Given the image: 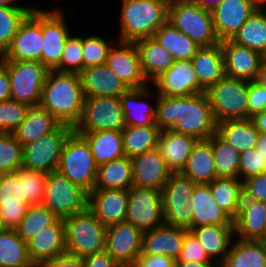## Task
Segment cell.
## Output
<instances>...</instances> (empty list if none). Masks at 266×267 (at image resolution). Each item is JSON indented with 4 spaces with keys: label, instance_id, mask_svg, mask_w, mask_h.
I'll list each match as a JSON object with an SVG mask.
<instances>
[{
    "label": "cell",
    "instance_id": "6da1fadb",
    "mask_svg": "<svg viewBox=\"0 0 266 267\" xmlns=\"http://www.w3.org/2000/svg\"><path fill=\"white\" fill-rule=\"evenodd\" d=\"M155 124L161 129L209 139L216 133L217 124L205 92L181 97L158 95Z\"/></svg>",
    "mask_w": 266,
    "mask_h": 267
},
{
    "label": "cell",
    "instance_id": "7a4b0ae2",
    "mask_svg": "<svg viewBox=\"0 0 266 267\" xmlns=\"http://www.w3.org/2000/svg\"><path fill=\"white\" fill-rule=\"evenodd\" d=\"M84 92L78 73L50 70L42 87L39 105L49 111L62 124L72 126L80 121Z\"/></svg>",
    "mask_w": 266,
    "mask_h": 267
},
{
    "label": "cell",
    "instance_id": "3957f363",
    "mask_svg": "<svg viewBox=\"0 0 266 267\" xmlns=\"http://www.w3.org/2000/svg\"><path fill=\"white\" fill-rule=\"evenodd\" d=\"M119 41L153 37L168 20L169 0H121Z\"/></svg>",
    "mask_w": 266,
    "mask_h": 267
},
{
    "label": "cell",
    "instance_id": "277c9868",
    "mask_svg": "<svg viewBox=\"0 0 266 267\" xmlns=\"http://www.w3.org/2000/svg\"><path fill=\"white\" fill-rule=\"evenodd\" d=\"M66 253L77 257L105 251L107 227L87 207L63 218Z\"/></svg>",
    "mask_w": 266,
    "mask_h": 267
},
{
    "label": "cell",
    "instance_id": "5b68a950",
    "mask_svg": "<svg viewBox=\"0 0 266 267\" xmlns=\"http://www.w3.org/2000/svg\"><path fill=\"white\" fill-rule=\"evenodd\" d=\"M168 21L199 47L220 43L214 30L211 11L188 0H169Z\"/></svg>",
    "mask_w": 266,
    "mask_h": 267
},
{
    "label": "cell",
    "instance_id": "8992f818",
    "mask_svg": "<svg viewBox=\"0 0 266 267\" xmlns=\"http://www.w3.org/2000/svg\"><path fill=\"white\" fill-rule=\"evenodd\" d=\"M97 169L89 143L73 131L65 141L57 171L90 193L96 183Z\"/></svg>",
    "mask_w": 266,
    "mask_h": 267
},
{
    "label": "cell",
    "instance_id": "52a82bcc",
    "mask_svg": "<svg viewBox=\"0 0 266 267\" xmlns=\"http://www.w3.org/2000/svg\"><path fill=\"white\" fill-rule=\"evenodd\" d=\"M217 123L248 118V80L224 76L205 91Z\"/></svg>",
    "mask_w": 266,
    "mask_h": 267
},
{
    "label": "cell",
    "instance_id": "ba28073f",
    "mask_svg": "<svg viewBox=\"0 0 266 267\" xmlns=\"http://www.w3.org/2000/svg\"><path fill=\"white\" fill-rule=\"evenodd\" d=\"M43 205L65 218L88 207V192L58 171L48 173Z\"/></svg>",
    "mask_w": 266,
    "mask_h": 267
},
{
    "label": "cell",
    "instance_id": "9c48e42d",
    "mask_svg": "<svg viewBox=\"0 0 266 267\" xmlns=\"http://www.w3.org/2000/svg\"><path fill=\"white\" fill-rule=\"evenodd\" d=\"M11 99L29 106L39 105L49 69L38 61L6 62Z\"/></svg>",
    "mask_w": 266,
    "mask_h": 267
},
{
    "label": "cell",
    "instance_id": "30bf717a",
    "mask_svg": "<svg viewBox=\"0 0 266 267\" xmlns=\"http://www.w3.org/2000/svg\"><path fill=\"white\" fill-rule=\"evenodd\" d=\"M72 126L61 124L55 131L36 142L22 146V167L44 173L57 171L60 156Z\"/></svg>",
    "mask_w": 266,
    "mask_h": 267
},
{
    "label": "cell",
    "instance_id": "8fae6325",
    "mask_svg": "<svg viewBox=\"0 0 266 267\" xmlns=\"http://www.w3.org/2000/svg\"><path fill=\"white\" fill-rule=\"evenodd\" d=\"M125 221L142 233L153 230L165 223L161 190L130 186Z\"/></svg>",
    "mask_w": 266,
    "mask_h": 267
},
{
    "label": "cell",
    "instance_id": "7c38bea8",
    "mask_svg": "<svg viewBox=\"0 0 266 267\" xmlns=\"http://www.w3.org/2000/svg\"><path fill=\"white\" fill-rule=\"evenodd\" d=\"M125 116L121 102L116 97L85 98L80 121L75 125L76 133H93L103 130H121L125 127Z\"/></svg>",
    "mask_w": 266,
    "mask_h": 267
},
{
    "label": "cell",
    "instance_id": "4fadbf2b",
    "mask_svg": "<svg viewBox=\"0 0 266 267\" xmlns=\"http://www.w3.org/2000/svg\"><path fill=\"white\" fill-rule=\"evenodd\" d=\"M43 40L42 9L35 6L20 24L10 46L0 57L6 62L38 61L42 63Z\"/></svg>",
    "mask_w": 266,
    "mask_h": 267
},
{
    "label": "cell",
    "instance_id": "5bb4252c",
    "mask_svg": "<svg viewBox=\"0 0 266 267\" xmlns=\"http://www.w3.org/2000/svg\"><path fill=\"white\" fill-rule=\"evenodd\" d=\"M56 8V9H55ZM62 7L42 9V35L44 38L42 64L49 70H55L61 61L67 38L72 34Z\"/></svg>",
    "mask_w": 266,
    "mask_h": 267
},
{
    "label": "cell",
    "instance_id": "9a60e30c",
    "mask_svg": "<svg viewBox=\"0 0 266 267\" xmlns=\"http://www.w3.org/2000/svg\"><path fill=\"white\" fill-rule=\"evenodd\" d=\"M151 84L158 95L168 97L190 96L206 91L198 81L191 60H174Z\"/></svg>",
    "mask_w": 266,
    "mask_h": 267
},
{
    "label": "cell",
    "instance_id": "2e32d148",
    "mask_svg": "<svg viewBox=\"0 0 266 267\" xmlns=\"http://www.w3.org/2000/svg\"><path fill=\"white\" fill-rule=\"evenodd\" d=\"M105 64L128 88H141L149 84L144 77L135 42H115Z\"/></svg>",
    "mask_w": 266,
    "mask_h": 267
},
{
    "label": "cell",
    "instance_id": "e0dca14e",
    "mask_svg": "<svg viewBox=\"0 0 266 267\" xmlns=\"http://www.w3.org/2000/svg\"><path fill=\"white\" fill-rule=\"evenodd\" d=\"M143 233L124 221L107 227L105 251L119 266L135 264L142 250Z\"/></svg>",
    "mask_w": 266,
    "mask_h": 267
},
{
    "label": "cell",
    "instance_id": "ac0fdd59",
    "mask_svg": "<svg viewBox=\"0 0 266 267\" xmlns=\"http://www.w3.org/2000/svg\"><path fill=\"white\" fill-rule=\"evenodd\" d=\"M260 7L256 0H223L211 10L214 30L219 41L231 40Z\"/></svg>",
    "mask_w": 266,
    "mask_h": 267
},
{
    "label": "cell",
    "instance_id": "d6986e66",
    "mask_svg": "<svg viewBox=\"0 0 266 267\" xmlns=\"http://www.w3.org/2000/svg\"><path fill=\"white\" fill-rule=\"evenodd\" d=\"M24 181L16 172L0 175V215L6 229L15 230L29 207Z\"/></svg>",
    "mask_w": 266,
    "mask_h": 267
},
{
    "label": "cell",
    "instance_id": "ffe728a7",
    "mask_svg": "<svg viewBox=\"0 0 266 267\" xmlns=\"http://www.w3.org/2000/svg\"><path fill=\"white\" fill-rule=\"evenodd\" d=\"M154 91L155 89L149 84L141 88H129L119 97L125 116V125H156V102L158 94ZM152 100H154V104Z\"/></svg>",
    "mask_w": 266,
    "mask_h": 267
},
{
    "label": "cell",
    "instance_id": "44dd1931",
    "mask_svg": "<svg viewBox=\"0 0 266 267\" xmlns=\"http://www.w3.org/2000/svg\"><path fill=\"white\" fill-rule=\"evenodd\" d=\"M128 189H93L88 207L106 227L124 222L128 207Z\"/></svg>",
    "mask_w": 266,
    "mask_h": 267
},
{
    "label": "cell",
    "instance_id": "7402d4cb",
    "mask_svg": "<svg viewBox=\"0 0 266 267\" xmlns=\"http://www.w3.org/2000/svg\"><path fill=\"white\" fill-rule=\"evenodd\" d=\"M220 43L224 56L225 76L248 81L255 80L266 57L231 40H224Z\"/></svg>",
    "mask_w": 266,
    "mask_h": 267
},
{
    "label": "cell",
    "instance_id": "603a6c76",
    "mask_svg": "<svg viewBox=\"0 0 266 267\" xmlns=\"http://www.w3.org/2000/svg\"><path fill=\"white\" fill-rule=\"evenodd\" d=\"M133 185L162 190L173 173L157 148L131 158Z\"/></svg>",
    "mask_w": 266,
    "mask_h": 267
},
{
    "label": "cell",
    "instance_id": "cb8c5ba5",
    "mask_svg": "<svg viewBox=\"0 0 266 267\" xmlns=\"http://www.w3.org/2000/svg\"><path fill=\"white\" fill-rule=\"evenodd\" d=\"M27 252L33 265L66 253L65 225L58 218L52 225L43 228L27 242Z\"/></svg>",
    "mask_w": 266,
    "mask_h": 267
},
{
    "label": "cell",
    "instance_id": "d4e9b609",
    "mask_svg": "<svg viewBox=\"0 0 266 267\" xmlns=\"http://www.w3.org/2000/svg\"><path fill=\"white\" fill-rule=\"evenodd\" d=\"M79 75L85 98H119L129 89L106 64L85 68Z\"/></svg>",
    "mask_w": 266,
    "mask_h": 267
},
{
    "label": "cell",
    "instance_id": "484cf974",
    "mask_svg": "<svg viewBox=\"0 0 266 267\" xmlns=\"http://www.w3.org/2000/svg\"><path fill=\"white\" fill-rule=\"evenodd\" d=\"M189 202L192 227L234 225V220L215 203L209 184H196Z\"/></svg>",
    "mask_w": 266,
    "mask_h": 267
},
{
    "label": "cell",
    "instance_id": "4316f807",
    "mask_svg": "<svg viewBox=\"0 0 266 267\" xmlns=\"http://www.w3.org/2000/svg\"><path fill=\"white\" fill-rule=\"evenodd\" d=\"M186 229L164 223L142 235L140 255H165L177 261Z\"/></svg>",
    "mask_w": 266,
    "mask_h": 267
},
{
    "label": "cell",
    "instance_id": "83f0119b",
    "mask_svg": "<svg viewBox=\"0 0 266 267\" xmlns=\"http://www.w3.org/2000/svg\"><path fill=\"white\" fill-rule=\"evenodd\" d=\"M198 139L191 135L180 134L172 129L161 130L157 149L173 173L181 172L187 163Z\"/></svg>",
    "mask_w": 266,
    "mask_h": 267
},
{
    "label": "cell",
    "instance_id": "f1b7e54d",
    "mask_svg": "<svg viewBox=\"0 0 266 267\" xmlns=\"http://www.w3.org/2000/svg\"><path fill=\"white\" fill-rule=\"evenodd\" d=\"M190 231L196 236L209 259L220 266L235 238V225H206L192 227Z\"/></svg>",
    "mask_w": 266,
    "mask_h": 267
},
{
    "label": "cell",
    "instance_id": "f546056e",
    "mask_svg": "<svg viewBox=\"0 0 266 267\" xmlns=\"http://www.w3.org/2000/svg\"><path fill=\"white\" fill-rule=\"evenodd\" d=\"M234 225L237 238L266 240V202L242 199Z\"/></svg>",
    "mask_w": 266,
    "mask_h": 267
},
{
    "label": "cell",
    "instance_id": "4dcf8cb0",
    "mask_svg": "<svg viewBox=\"0 0 266 267\" xmlns=\"http://www.w3.org/2000/svg\"><path fill=\"white\" fill-rule=\"evenodd\" d=\"M62 123L40 105L30 106L26 118L12 132L23 146L36 142L44 135L55 131Z\"/></svg>",
    "mask_w": 266,
    "mask_h": 267
},
{
    "label": "cell",
    "instance_id": "1f68e13d",
    "mask_svg": "<svg viewBox=\"0 0 266 267\" xmlns=\"http://www.w3.org/2000/svg\"><path fill=\"white\" fill-rule=\"evenodd\" d=\"M191 61L198 81L205 90L225 76L221 43L200 47Z\"/></svg>",
    "mask_w": 266,
    "mask_h": 267
},
{
    "label": "cell",
    "instance_id": "d6a6232c",
    "mask_svg": "<svg viewBox=\"0 0 266 267\" xmlns=\"http://www.w3.org/2000/svg\"><path fill=\"white\" fill-rule=\"evenodd\" d=\"M180 173L192 179L196 184H209L217 178L211 137L197 141Z\"/></svg>",
    "mask_w": 266,
    "mask_h": 267
},
{
    "label": "cell",
    "instance_id": "836d02e7",
    "mask_svg": "<svg viewBox=\"0 0 266 267\" xmlns=\"http://www.w3.org/2000/svg\"><path fill=\"white\" fill-rule=\"evenodd\" d=\"M138 48L141 68L148 83H152L174 62L170 53L154 37L135 41Z\"/></svg>",
    "mask_w": 266,
    "mask_h": 267
},
{
    "label": "cell",
    "instance_id": "e575fe53",
    "mask_svg": "<svg viewBox=\"0 0 266 267\" xmlns=\"http://www.w3.org/2000/svg\"><path fill=\"white\" fill-rule=\"evenodd\" d=\"M220 267H266V240L235 237Z\"/></svg>",
    "mask_w": 266,
    "mask_h": 267
},
{
    "label": "cell",
    "instance_id": "d590c367",
    "mask_svg": "<svg viewBox=\"0 0 266 267\" xmlns=\"http://www.w3.org/2000/svg\"><path fill=\"white\" fill-rule=\"evenodd\" d=\"M216 133L239 153L256 148L261 134L249 118L219 122Z\"/></svg>",
    "mask_w": 266,
    "mask_h": 267
},
{
    "label": "cell",
    "instance_id": "8d00e7d4",
    "mask_svg": "<svg viewBox=\"0 0 266 267\" xmlns=\"http://www.w3.org/2000/svg\"><path fill=\"white\" fill-rule=\"evenodd\" d=\"M82 135L90 145L97 166L125 156L121 130H103Z\"/></svg>",
    "mask_w": 266,
    "mask_h": 267
},
{
    "label": "cell",
    "instance_id": "74e56055",
    "mask_svg": "<svg viewBox=\"0 0 266 267\" xmlns=\"http://www.w3.org/2000/svg\"><path fill=\"white\" fill-rule=\"evenodd\" d=\"M132 185L130 157L123 156L98 166L94 189H128Z\"/></svg>",
    "mask_w": 266,
    "mask_h": 267
},
{
    "label": "cell",
    "instance_id": "f35d334b",
    "mask_svg": "<svg viewBox=\"0 0 266 267\" xmlns=\"http://www.w3.org/2000/svg\"><path fill=\"white\" fill-rule=\"evenodd\" d=\"M153 37L170 53L174 60H191L200 48L168 20L155 32Z\"/></svg>",
    "mask_w": 266,
    "mask_h": 267
},
{
    "label": "cell",
    "instance_id": "ab89813d",
    "mask_svg": "<svg viewBox=\"0 0 266 267\" xmlns=\"http://www.w3.org/2000/svg\"><path fill=\"white\" fill-rule=\"evenodd\" d=\"M209 185L215 203L235 220L243 198V182L239 178H215Z\"/></svg>",
    "mask_w": 266,
    "mask_h": 267
},
{
    "label": "cell",
    "instance_id": "60d3db41",
    "mask_svg": "<svg viewBox=\"0 0 266 267\" xmlns=\"http://www.w3.org/2000/svg\"><path fill=\"white\" fill-rule=\"evenodd\" d=\"M231 41L266 57V9L261 6L237 31Z\"/></svg>",
    "mask_w": 266,
    "mask_h": 267
},
{
    "label": "cell",
    "instance_id": "b9f144b4",
    "mask_svg": "<svg viewBox=\"0 0 266 267\" xmlns=\"http://www.w3.org/2000/svg\"><path fill=\"white\" fill-rule=\"evenodd\" d=\"M160 132L161 129L157 125H126L121 131L125 156L132 158L157 148Z\"/></svg>",
    "mask_w": 266,
    "mask_h": 267
},
{
    "label": "cell",
    "instance_id": "7bdbcfd3",
    "mask_svg": "<svg viewBox=\"0 0 266 267\" xmlns=\"http://www.w3.org/2000/svg\"><path fill=\"white\" fill-rule=\"evenodd\" d=\"M27 252V243L16 230L0 232V267H33Z\"/></svg>",
    "mask_w": 266,
    "mask_h": 267
},
{
    "label": "cell",
    "instance_id": "ee69618b",
    "mask_svg": "<svg viewBox=\"0 0 266 267\" xmlns=\"http://www.w3.org/2000/svg\"><path fill=\"white\" fill-rule=\"evenodd\" d=\"M217 178H239L240 153L217 133L211 137Z\"/></svg>",
    "mask_w": 266,
    "mask_h": 267
},
{
    "label": "cell",
    "instance_id": "f6af8a7d",
    "mask_svg": "<svg viewBox=\"0 0 266 267\" xmlns=\"http://www.w3.org/2000/svg\"><path fill=\"white\" fill-rule=\"evenodd\" d=\"M58 218L43 204L29 205L26 214L15 230L27 243L43 228L52 225Z\"/></svg>",
    "mask_w": 266,
    "mask_h": 267
},
{
    "label": "cell",
    "instance_id": "bcb514c9",
    "mask_svg": "<svg viewBox=\"0 0 266 267\" xmlns=\"http://www.w3.org/2000/svg\"><path fill=\"white\" fill-rule=\"evenodd\" d=\"M34 8L0 6V56L10 46L20 24Z\"/></svg>",
    "mask_w": 266,
    "mask_h": 267
},
{
    "label": "cell",
    "instance_id": "7dc6e473",
    "mask_svg": "<svg viewBox=\"0 0 266 267\" xmlns=\"http://www.w3.org/2000/svg\"><path fill=\"white\" fill-rule=\"evenodd\" d=\"M116 41L117 37L110 39L99 34L98 36L93 33L86 36L82 34L83 69L105 64L109 50Z\"/></svg>",
    "mask_w": 266,
    "mask_h": 267
},
{
    "label": "cell",
    "instance_id": "c3c4849f",
    "mask_svg": "<svg viewBox=\"0 0 266 267\" xmlns=\"http://www.w3.org/2000/svg\"><path fill=\"white\" fill-rule=\"evenodd\" d=\"M196 183L182 173H172L162 188L163 205H179L189 201Z\"/></svg>",
    "mask_w": 266,
    "mask_h": 267
},
{
    "label": "cell",
    "instance_id": "681fc988",
    "mask_svg": "<svg viewBox=\"0 0 266 267\" xmlns=\"http://www.w3.org/2000/svg\"><path fill=\"white\" fill-rule=\"evenodd\" d=\"M22 167V145L12 133H0V175Z\"/></svg>",
    "mask_w": 266,
    "mask_h": 267
},
{
    "label": "cell",
    "instance_id": "f907efd6",
    "mask_svg": "<svg viewBox=\"0 0 266 267\" xmlns=\"http://www.w3.org/2000/svg\"><path fill=\"white\" fill-rule=\"evenodd\" d=\"M83 70L82 36L72 34L67 38L58 72L80 73Z\"/></svg>",
    "mask_w": 266,
    "mask_h": 267
},
{
    "label": "cell",
    "instance_id": "816d5d0a",
    "mask_svg": "<svg viewBox=\"0 0 266 267\" xmlns=\"http://www.w3.org/2000/svg\"><path fill=\"white\" fill-rule=\"evenodd\" d=\"M16 173L24 181L25 195L29 204H42L48 174L23 167L19 168Z\"/></svg>",
    "mask_w": 266,
    "mask_h": 267
},
{
    "label": "cell",
    "instance_id": "f5cc1de1",
    "mask_svg": "<svg viewBox=\"0 0 266 267\" xmlns=\"http://www.w3.org/2000/svg\"><path fill=\"white\" fill-rule=\"evenodd\" d=\"M30 106L9 99L0 102V133H12L26 118Z\"/></svg>",
    "mask_w": 266,
    "mask_h": 267
},
{
    "label": "cell",
    "instance_id": "db71d44e",
    "mask_svg": "<svg viewBox=\"0 0 266 267\" xmlns=\"http://www.w3.org/2000/svg\"><path fill=\"white\" fill-rule=\"evenodd\" d=\"M266 171V158L256 148L240 153L239 179L243 182L249 177Z\"/></svg>",
    "mask_w": 266,
    "mask_h": 267
},
{
    "label": "cell",
    "instance_id": "11a10c76",
    "mask_svg": "<svg viewBox=\"0 0 266 267\" xmlns=\"http://www.w3.org/2000/svg\"><path fill=\"white\" fill-rule=\"evenodd\" d=\"M191 261L199 263H215L209 259L196 236L190 230H186L183 238V246L176 262Z\"/></svg>",
    "mask_w": 266,
    "mask_h": 267
},
{
    "label": "cell",
    "instance_id": "9f6ffc18",
    "mask_svg": "<svg viewBox=\"0 0 266 267\" xmlns=\"http://www.w3.org/2000/svg\"><path fill=\"white\" fill-rule=\"evenodd\" d=\"M163 212L166 224L186 230L192 228V212L189 201L179 205H163Z\"/></svg>",
    "mask_w": 266,
    "mask_h": 267
},
{
    "label": "cell",
    "instance_id": "6f0895ef",
    "mask_svg": "<svg viewBox=\"0 0 266 267\" xmlns=\"http://www.w3.org/2000/svg\"><path fill=\"white\" fill-rule=\"evenodd\" d=\"M266 202V171L243 181V198Z\"/></svg>",
    "mask_w": 266,
    "mask_h": 267
},
{
    "label": "cell",
    "instance_id": "680465c9",
    "mask_svg": "<svg viewBox=\"0 0 266 267\" xmlns=\"http://www.w3.org/2000/svg\"><path fill=\"white\" fill-rule=\"evenodd\" d=\"M248 118L266 110V88L255 80L248 81Z\"/></svg>",
    "mask_w": 266,
    "mask_h": 267
},
{
    "label": "cell",
    "instance_id": "91938a15",
    "mask_svg": "<svg viewBox=\"0 0 266 267\" xmlns=\"http://www.w3.org/2000/svg\"><path fill=\"white\" fill-rule=\"evenodd\" d=\"M38 267H84L82 257L64 253L58 257L41 262Z\"/></svg>",
    "mask_w": 266,
    "mask_h": 267
},
{
    "label": "cell",
    "instance_id": "94428289",
    "mask_svg": "<svg viewBox=\"0 0 266 267\" xmlns=\"http://www.w3.org/2000/svg\"><path fill=\"white\" fill-rule=\"evenodd\" d=\"M135 265L138 267H176V261L165 255H139Z\"/></svg>",
    "mask_w": 266,
    "mask_h": 267
},
{
    "label": "cell",
    "instance_id": "6125c7cd",
    "mask_svg": "<svg viewBox=\"0 0 266 267\" xmlns=\"http://www.w3.org/2000/svg\"><path fill=\"white\" fill-rule=\"evenodd\" d=\"M82 259L84 267H121L106 251L86 255Z\"/></svg>",
    "mask_w": 266,
    "mask_h": 267
},
{
    "label": "cell",
    "instance_id": "be15d7a7",
    "mask_svg": "<svg viewBox=\"0 0 266 267\" xmlns=\"http://www.w3.org/2000/svg\"><path fill=\"white\" fill-rule=\"evenodd\" d=\"M11 99L10 78L6 61L0 57V102Z\"/></svg>",
    "mask_w": 266,
    "mask_h": 267
},
{
    "label": "cell",
    "instance_id": "e7e4bbea",
    "mask_svg": "<svg viewBox=\"0 0 266 267\" xmlns=\"http://www.w3.org/2000/svg\"><path fill=\"white\" fill-rule=\"evenodd\" d=\"M250 120L261 134H266V110L253 115Z\"/></svg>",
    "mask_w": 266,
    "mask_h": 267
},
{
    "label": "cell",
    "instance_id": "03108f58",
    "mask_svg": "<svg viewBox=\"0 0 266 267\" xmlns=\"http://www.w3.org/2000/svg\"><path fill=\"white\" fill-rule=\"evenodd\" d=\"M190 3L196 4L207 10H213L218 6L223 0H188Z\"/></svg>",
    "mask_w": 266,
    "mask_h": 267
},
{
    "label": "cell",
    "instance_id": "003e7915",
    "mask_svg": "<svg viewBox=\"0 0 266 267\" xmlns=\"http://www.w3.org/2000/svg\"><path fill=\"white\" fill-rule=\"evenodd\" d=\"M176 267H220L216 263L176 262Z\"/></svg>",
    "mask_w": 266,
    "mask_h": 267
},
{
    "label": "cell",
    "instance_id": "a7ac6f4b",
    "mask_svg": "<svg viewBox=\"0 0 266 267\" xmlns=\"http://www.w3.org/2000/svg\"><path fill=\"white\" fill-rule=\"evenodd\" d=\"M255 81L266 88V58L262 62L260 69L257 72Z\"/></svg>",
    "mask_w": 266,
    "mask_h": 267
},
{
    "label": "cell",
    "instance_id": "89a4df30",
    "mask_svg": "<svg viewBox=\"0 0 266 267\" xmlns=\"http://www.w3.org/2000/svg\"><path fill=\"white\" fill-rule=\"evenodd\" d=\"M19 2V0H0V6H4V7H35L36 5H21L17 4Z\"/></svg>",
    "mask_w": 266,
    "mask_h": 267
},
{
    "label": "cell",
    "instance_id": "2644e50d",
    "mask_svg": "<svg viewBox=\"0 0 266 267\" xmlns=\"http://www.w3.org/2000/svg\"><path fill=\"white\" fill-rule=\"evenodd\" d=\"M257 149L260 150V153L263 155V157L266 158V134H260Z\"/></svg>",
    "mask_w": 266,
    "mask_h": 267
},
{
    "label": "cell",
    "instance_id": "8c879c8a",
    "mask_svg": "<svg viewBox=\"0 0 266 267\" xmlns=\"http://www.w3.org/2000/svg\"><path fill=\"white\" fill-rule=\"evenodd\" d=\"M6 228L4 227V223H3V220H2V217L0 215V232L5 230Z\"/></svg>",
    "mask_w": 266,
    "mask_h": 267
},
{
    "label": "cell",
    "instance_id": "753ad0ef",
    "mask_svg": "<svg viewBox=\"0 0 266 267\" xmlns=\"http://www.w3.org/2000/svg\"><path fill=\"white\" fill-rule=\"evenodd\" d=\"M122 267H138V266L135 265V264H131V265H125V266H122Z\"/></svg>",
    "mask_w": 266,
    "mask_h": 267
},
{
    "label": "cell",
    "instance_id": "34e18365",
    "mask_svg": "<svg viewBox=\"0 0 266 267\" xmlns=\"http://www.w3.org/2000/svg\"><path fill=\"white\" fill-rule=\"evenodd\" d=\"M260 5H262L266 0H256Z\"/></svg>",
    "mask_w": 266,
    "mask_h": 267
},
{
    "label": "cell",
    "instance_id": "11e5206c",
    "mask_svg": "<svg viewBox=\"0 0 266 267\" xmlns=\"http://www.w3.org/2000/svg\"><path fill=\"white\" fill-rule=\"evenodd\" d=\"M261 6L266 9V1Z\"/></svg>",
    "mask_w": 266,
    "mask_h": 267
}]
</instances>
